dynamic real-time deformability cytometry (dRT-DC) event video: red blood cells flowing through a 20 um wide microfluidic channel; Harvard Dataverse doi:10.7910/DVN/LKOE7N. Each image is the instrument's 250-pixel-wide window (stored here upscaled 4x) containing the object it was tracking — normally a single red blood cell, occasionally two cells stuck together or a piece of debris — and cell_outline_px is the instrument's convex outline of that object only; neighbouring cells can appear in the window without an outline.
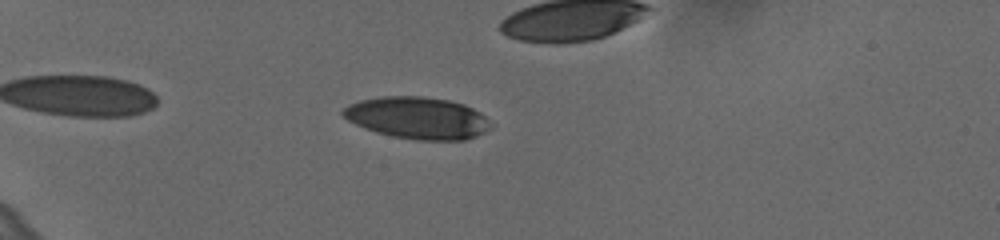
{"species": "human", "species_latin": "Homo sapiens", "temperature_condition": "cold", "stored_images_in_passage": 41, "camera_frame_rate_fps": 3000, "um_per_image_px": 0.085, "donor": {"sex": "female"}, "frame": {"image": 1, "passage_image": 7, "time_ms": 2.0, "image_size_px": [1000, 240], "cell_outline_px": [[492, 128], [476, 136], [464, 140], [416, 140], [392, 136], [376, 132], [364, 128], [348, 120], [340, 112], [348, 104], [360, 100], [380, 96], [424, 96], [448, 100], [464, 104], [480, 112], [492, 124]], "centroid_in_image_um": [35.49, 10.02], "position_along_channel_um": 49.5, "area_um2": 36.24}}
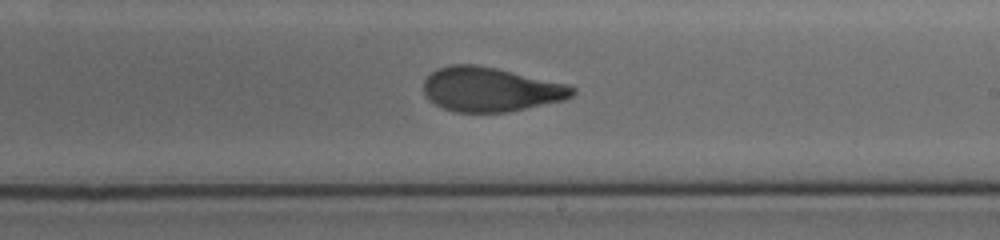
{"frame": {"image": 2, "passage_image": 27, "time_ms": 8.667, "image_size_px": [1000, 240], "cell_outline_px": [[576, 92], [572, 96], [564, 100], [508, 112], [456, 112], [444, 108], [428, 100], [424, 92], [424, 80], [432, 72], [440, 68], [452, 64], [476, 64], [496, 68], [568, 84], [576, 88]], "centroid_in_image_um": [41.71, 7.6], "position_along_channel_um": 247.3, "area_um2": 38.38}}
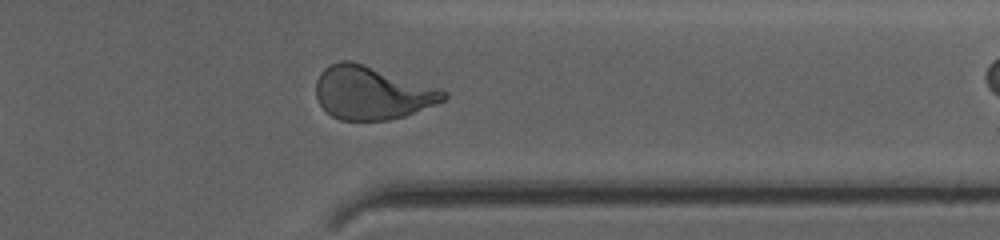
{"frame": {"image": 3, "passage_image": 38, "time_ms": 12.333, "image_size_px": [1000, 240], "cell_outline_px": [[448, 96], [444, 100], [404, 116], [388, 120], [340, 120], [332, 116], [320, 104], [316, 96], [316, 80], [320, 72], [328, 64], [340, 60], [352, 60], [440, 88], [448, 92]], "centroid_in_image_um": [31.59, 7.87], "position_along_channel_um": 379.8, "area_um2": 39.59}}